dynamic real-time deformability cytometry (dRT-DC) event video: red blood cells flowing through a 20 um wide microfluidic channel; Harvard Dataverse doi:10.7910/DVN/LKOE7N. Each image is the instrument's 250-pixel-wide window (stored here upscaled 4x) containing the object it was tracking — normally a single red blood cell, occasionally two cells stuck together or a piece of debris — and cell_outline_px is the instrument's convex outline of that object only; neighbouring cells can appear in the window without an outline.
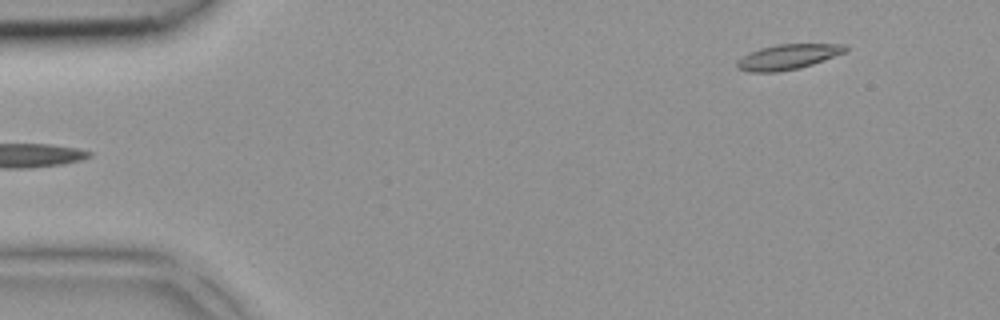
{"species": "common noctule bat (a hibernating species)", "species_latin": "Nyctalus noctula", "temperature_condition": "room temperature", "stored_images_in_passage": 3, "camera_frame_rate_fps": 3000, "um_per_image_px": 0.085, "animal": {"sex": "female", "body_mass_g": 18.4}, "frame": {"image": 1, "passage_image": 3, "time_ms": 0.667, "image_size_px": [1000, 320], "cell_outline_px": [[848, 52], [800, 68], [776, 72], [748, 72], [736, 68], [736, 64], [744, 56], [760, 48], [776, 44], [844, 44], [848, 48]], "centroid_in_image_um": [67.02, 4.83], "position_along_channel_um": 18.0, "area_um2": 15.84}}